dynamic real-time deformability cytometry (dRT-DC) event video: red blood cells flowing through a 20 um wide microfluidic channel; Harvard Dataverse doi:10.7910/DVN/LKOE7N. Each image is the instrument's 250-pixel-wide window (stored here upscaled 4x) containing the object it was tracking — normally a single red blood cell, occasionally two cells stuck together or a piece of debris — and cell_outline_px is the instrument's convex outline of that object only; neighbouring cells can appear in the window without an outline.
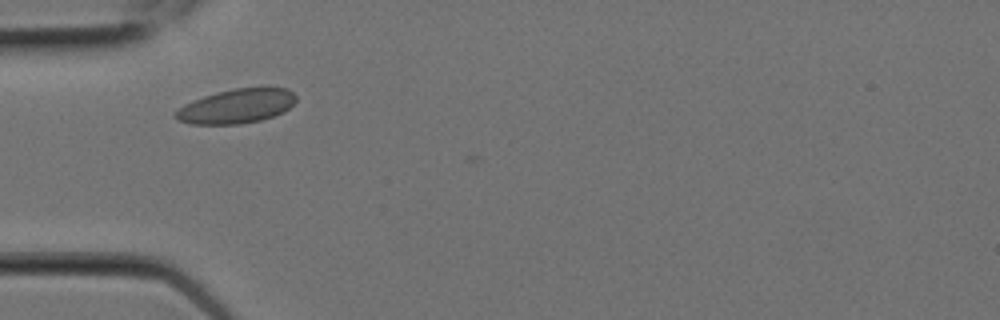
{"species": "Egyptian fruit bat (a non-hibernating species)", "species_latin": "Rousettus aegyptiacus", "temperature_condition": "room temperature", "stored_images_in_passage": 4, "camera_frame_rate_fps": 3000, "um_per_image_px": 0.085, "animal": {"sex": "female"}, "frame": {"image": 1, "passage_image": 3, "time_ms": 0.667, "image_size_px": [1000, 320], "cell_outline_px": [[296, 100], [284, 112], [260, 120], [240, 124], [192, 124], [176, 120], [172, 116], [172, 112], [184, 104], [204, 96], [216, 92], [236, 88], [264, 84], [288, 88], [296, 96]], "centroid_in_image_um": [20.12, 8.98], "position_along_channel_um": 64.9, "area_um2": 24.85}}
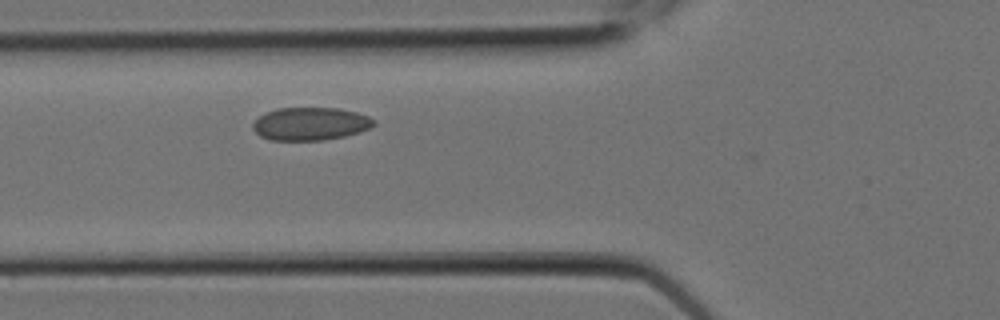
{"frame": {"image": 2, "passage_image": 4, "time_ms": 1.0, "image_size_px": [1000, 320], "cell_outline_px": [[376, 124], [372, 128], [360, 132], [344, 136], [324, 140], [268, 140], [260, 136], [252, 128], [252, 124], [260, 116], [276, 108], [340, 108], [356, 112], [368, 116], [376, 120]], "centroid_in_image_um": [26.42, 10.53], "position_along_channel_um": 99.4, "area_um2": 23.35}}